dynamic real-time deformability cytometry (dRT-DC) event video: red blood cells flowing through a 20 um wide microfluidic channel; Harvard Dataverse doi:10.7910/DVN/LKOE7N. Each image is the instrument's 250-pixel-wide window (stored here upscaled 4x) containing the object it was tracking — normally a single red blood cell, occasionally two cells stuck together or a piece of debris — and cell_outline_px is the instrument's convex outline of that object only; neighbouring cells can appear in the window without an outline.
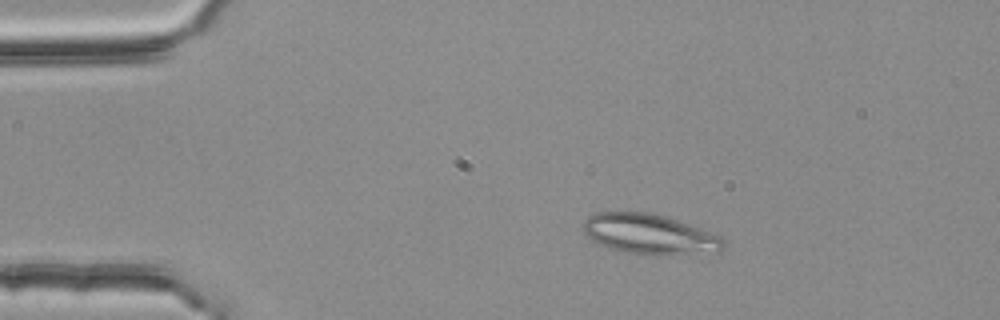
{"species": "common noctule bat (a hibernating species)", "species_latin": "Nyctalus noctula", "temperature_condition": "room temperature", "stored_images_in_passage": 26, "camera_frame_rate_fps": 3000, "um_per_image_px": 0.085, "animal": {"sex": "female", "body_mass_g": 25.1}, "frame": {"image": 1, "passage_image": 1, "time_ms": 0.0, "image_size_px": [1000, 320], "cell_outline_px": [[724, 248], [720, 252], [628, 252], [612, 248], [600, 244], [592, 240], [580, 228], [584, 220], [588, 216], [596, 212], [652, 212], [676, 220], [720, 236], [724, 240]], "centroid_in_image_um": [55.13, 19.84], "position_along_channel_um": 29.9, "area_um2": 31.5}}